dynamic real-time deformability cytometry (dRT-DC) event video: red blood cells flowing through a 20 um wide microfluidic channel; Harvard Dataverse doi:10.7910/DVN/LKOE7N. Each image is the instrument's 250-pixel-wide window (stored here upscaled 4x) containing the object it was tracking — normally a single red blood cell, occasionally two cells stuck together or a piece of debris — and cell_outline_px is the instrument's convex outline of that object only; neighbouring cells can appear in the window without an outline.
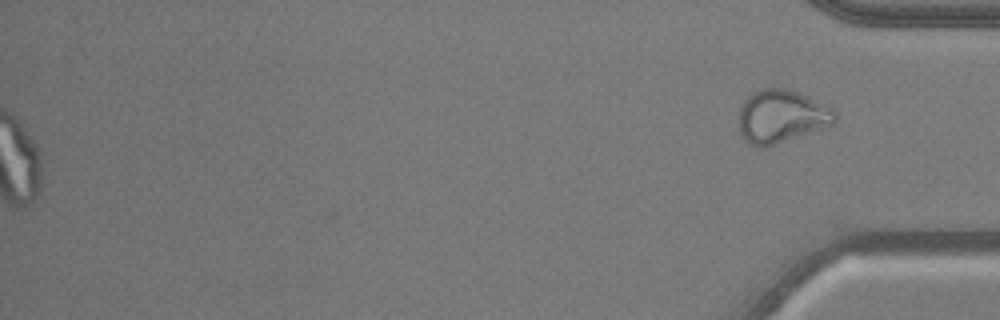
{"species": "common noctule bat (a hibernating species)", "species_latin": "Nyctalus noctula", "temperature_condition": "warm", "stored_images_in_passage": 54, "segment_of_instrument_passage": [2, 2], "camera_frame_rate_fps": 3000, "um_per_image_px": 0.085, "animal": {"sex": "male", "body_mass_g": 20.5, "forearm_length_mm": 52.5}, "frame": {"image": 1, "passage_image": 54, "time_ms": 17.667, "image_size_px": [1000, 320], "cell_outline_px": [[836, 120], [832, 124], [764, 148], [760, 148], [748, 144], [744, 140], [740, 132], [740, 104], [752, 92], [764, 88], [784, 88], [796, 92], [828, 108], [836, 116]], "centroid_in_image_um": [66.31, 9.91], "position_along_channel_um": 368.9, "area_um2": 28.9}}